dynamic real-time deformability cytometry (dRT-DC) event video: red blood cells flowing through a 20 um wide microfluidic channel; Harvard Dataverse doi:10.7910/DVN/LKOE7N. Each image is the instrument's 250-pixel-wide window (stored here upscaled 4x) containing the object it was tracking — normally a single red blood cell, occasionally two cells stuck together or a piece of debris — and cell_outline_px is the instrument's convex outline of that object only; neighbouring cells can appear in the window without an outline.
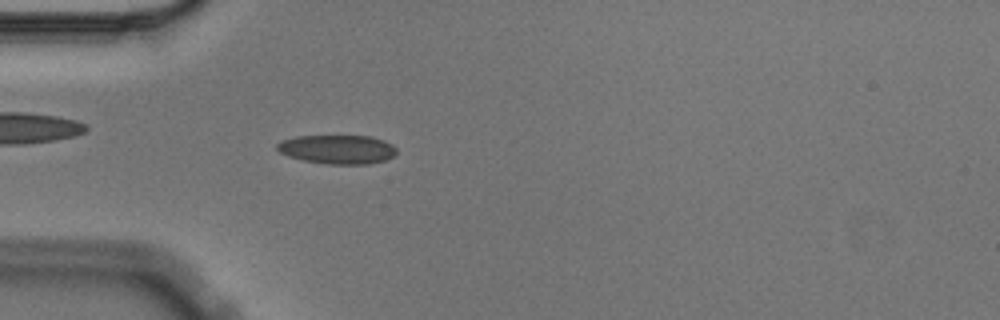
{"species": "Egyptian fruit bat (a non-hibernating species)", "species_latin": "Rousettus aegyptiacus", "temperature_condition": "cold", "stored_images_in_passage": 5, "camera_frame_rate_fps": 3000, "um_per_image_px": 0.085, "animal": {"sex": "male"}, "frame": {"image": 1, "passage_image": 5, "time_ms": 1.333, "image_size_px": [1000, 320], "cell_outline_px": [[396, 152], [392, 156], [384, 160], [368, 164], [328, 164], [304, 160], [288, 156], [280, 152], [276, 148], [276, 144], [280, 140], [296, 136], [368, 136], [384, 140], [392, 144], [396, 148]], "centroid_in_image_um": [28.66, 12.69], "position_along_channel_um": 56.3, "area_um2": 20.11}}